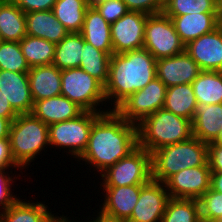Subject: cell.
Returning <instances> with one entry per match:
<instances>
[{"mask_svg": "<svg viewBox=\"0 0 222 222\" xmlns=\"http://www.w3.org/2000/svg\"><path fill=\"white\" fill-rule=\"evenodd\" d=\"M138 146L137 125L126 121L115 110L102 113L92 124L83 160L100 175Z\"/></svg>", "mask_w": 222, "mask_h": 222, "instance_id": "6da1fadb", "label": "cell"}, {"mask_svg": "<svg viewBox=\"0 0 222 222\" xmlns=\"http://www.w3.org/2000/svg\"><path fill=\"white\" fill-rule=\"evenodd\" d=\"M155 77L156 59L147 50L112 54L108 80L104 86L106 101L113 104L111 110H115L130 95L143 89Z\"/></svg>", "mask_w": 222, "mask_h": 222, "instance_id": "7a4b0ae2", "label": "cell"}, {"mask_svg": "<svg viewBox=\"0 0 222 222\" xmlns=\"http://www.w3.org/2000/svg\"><path fill=\"white\" fill-rule=\"evenodd\" d=\"M193 137L192 121L159 109L137 124L138 146L150 154Z\"/></svg>", "mask_w": 222, "mask_h": 222, "instance_id": "3957f363", "label": "cell"}, {"mask_svg": "<svg viewBox=\"0 0 222 222\" xmlns=\"http://www.w3.org/2000/svg\"><path fill=\"white\" fill-rule=\"evenodd\" d=\"M208 162V143L191 137L151 153L152 179L165 183L181 170L205 165Z\"/></svg>", "mask_w": 222, "mask_h": 222, "instance_id": "277c9868", "label": "cell"}, {"mask_svg": "<svg viewBox=\"0 0 222 222\" xmlns=\"http://www.w3.org/2000/svg\"><path fill=\"white\" fill-rule=\"evenodd\" d=\"M9 142L12 157L22 170L50 146L48 125L32 113L19 114L11 123Z\"/></svg>", "mask_w": 222, "mask_h": 222, "instance_id": "5b68a950", "label": "cell"}, {"mask_svg": "<svg viewBox=\"0 0 222 222\" xmlns=\"http://www.w3.org/2000/svg\"><path fill=\"white\" fill-rule=\"evenodd\" d=\"M61 95L76 103L84 111L96 113L111 111V108L103 110L101 107L107 104L104 85L80 67L61 70Z\"/></svg>", "mask_w": 222, "mask_h": 222, "instance_id": "8992f818", "label": "cell"}, {"mask_svg": "<svg viewBox=\"0 0 222 222\" xmlns=\"http://www.w3.org/2000/svg\"><path fill=\"white\" fill-rule=\"evenodd\" d=\"M102 113L84 111L78 117L48 126L49 145L65 148L77 160L87 148L91 126ZM61 147V148H60ZM68 148V149H67Z\"/></svg>", "mask_w": 222, "mask_h": 222, "instance_id": "52a82bcc", "label": "cell"}, {"mask_svg": "<svg viewBox=\"0 0 222 222\" xmlns=\"http://www.w3.org/2000/svg\"><path fill=\"white\" fill-rule=\"evenodd\" d=\"M100 186L144 185L152 179L151 154L137 146L101 174Z\"/></svg>", "mask_w": 222, "mask_h": 222, "instance_id": "ba28073f", "label": "cell"}, {"mask_svg": "<svg viewBox=\"0 0 222 222\" xmlns=\"http://www.w3.org/2000/svg\"><path fill=\"white\" fill-rule=\"evenodd\" d=\"M143 49L158 60L183 53L185 45L180 40L171 18L162 12L147 16Z\"/></svg>", "mask_w": 222, "mask_h": 222, "instance_id": "9c48e42d", "label": "cell"}, {"mask_svg": "<svg viewBox=\"0 0 222 222\" xmlns=\"http://www.w3.org/2000/svg\"><path fill=\"white\" fill-rule=\"evenodd\" d=\"M166 89V85L155 77L143 89L124 100L115 111L126 121L137 125L163 108Z\"/></svg>", "mask_w": 222, "mask_h": 222, "instance_id": "30bf717a", "label": "cell"}, {"mask_svg": "<svg viewBox=\"0 0 222 222\" xmlns=\"http://www.w3.org/2000/svg\"><path fill=\"white\" fill-rule=\"evenodd\" d=\"M147 16L142 12L128 11L111 24L113 54L143 49Z\"/></svg>", "mask_w": 222, "mask_h": 222, "instance_id": "8fae6325", "label": "cell"}, {"mask_svg": "<svg viewBox=\"0 0 222 222\" xmlns=\"http://www.w3.org/2000/svg\"><path fill=\"white\" fill-rule=\"evenodd\" d=\"M165 185L170 198L199 200L211 188L209 163L181 170L171 176Z\"/></svg>", "mask_w": 222, "mask_h": 222, "instance_id": "7c38bea8", "label": "cell"}, {"mask_svg": "<svg viewBox=\"0 0 222 222\" xmlns=\"http://www.w3.org/2000/svg\"><path fill=\"white\" fill-rule=\"evenodd\" d=\"M169 199L165 183L151 179L141 187L138 202L126 222H161Z\"/></svg>", "mask_w": 222, "mask_h": 222, "instance_id": "4fadbf2b", "label": "cell"}, {"mask_svg": "<svg viewBox=\"0 0 222 222\" xmlns=\"http://www.w3.org/2000/svg\"><path fill=\"white\" fill-rule=\"evenodd\" d=\"M185 51L201 71L222 72V25L189 42Z\"/></svg>", "mask_w": 222, "mask_h": 222, "instance_id": "5bb4252c", "label": "cell"}, {"mask_svg": "<svg viewBox=\"0 0 222 222\" xmlns=\"http://www.w3.org/2000/svg\"><path fill=\"white\" fill-rule=\"evenodd\" d=\"M200 72L198 64L186 51L156 60V77L167 88L174 85L191 84Z\"/></svg>", "mask_w": 222, "mask_h": 222, "instance_id": "9a60e30c", "label": "cell"}, {"mask_svg": "<svg viewBox=\"0 0 222 222\" xmlns=\"http://www.w3.org/2000/svg\"><path fill=\"white\" fill-rule=\"evenodd\" d=\"M0 90L18 114L32 112L34 101L29 87L28 73L0 69Z\"/></svg>", "mask_w": 222, "mask_h": 222, "instance_id": "2e32d148", "label": "cell"}, {"mask_svg": "<svg viewBox=\"0 0 222 222\" xmlns=\"http://www.w3.org/2000/svg\"><path fill=\"white\" fill-rule=\"evenodd\" d=\"M142 186H101L106 192L100 210L107 215L127 221L138 202Z\"/></svg>", "mask_w": 222, "mask_h": 222, "instance_id": "e0dca14e", "label": "cell"}, {"mask_svg": "<svg viewBox=\"0 0 222 222\" xmlns=\"http://www.w3.org/2000/svg\"><path fill=\"white\" fill-rule=\"evenodd\" d=\"M184 45L198 37L214 31L221 25L219 13H193L182 16H168Z\"/></svg>", "mask_w": 222, "mask_h": 222, "instance_id": "ac0fdd59", "label": "cell"}, {"mask_svg": "<svg viewBox=\"0 0 222 222\" xmlns=\"http://www.w3.org/2000/svg\"><path fill=\"white\" fill-rule=\"evenodd\" d=\"M84 110L67 97L59 95L35 101L32 114L43 123L49 125L71 120L81 115Z\"/></svg>", "mask_w": 222, "mask_h": 222, "instance_id": "d6986e66", "label": "cell"}, {"mask_svg": "<svg viewBox=\"0 0 222 222\" xmlns=\"http://www.w3.org/2000/svg\"><path fill=\"white\" fill-rule=\"evenodd\" d=\"M28 80L34 102L61 95V70L53 64L31 67Z\"/></svg>", "mask_w": 222, "mask_h": 222, "instance_id": "ffe728a7", "label": "cell"}, {"mask_svg": "<svg viewBox=\"0 0 222 222\" xmlns=\"http://www.w3.org/2000/svg\"><path fill=\"white\" fill-rule=\"evenodd\" d=\"M25 17L27 35L57 44L69 33L52 10L28 12Z\"/></svg>", "mask_w": 222, "mask_h": 222, "instance_id": "44dd1931", "label": "cell"}, {"mask_svg": "<svg viewBox=\"0 0 222 222\" xmlns=\"http://www.w3.org/2000/svg\"><path fill=\"white\" fill-rule=\"evenodd\" d=\"M222 130V103L198 104L192 120L193 136L202 142H213Z\"/></svg>", "mask_w": 222, "mask_h": 222, "instance_id": "7402d4cb", "label": "cell"}, {"mask_svg": "<svg viewBox=\"0 0 222 222\" xmlns=\"http://www.w3.org/2000/svg\"><path fill=\"white\" fill-rule=\"evenodd\" d=\"M111 24H109L95 7L89 6L86 10L84 23L80 34L84 41L90 43L96 49L113 54L111 41Z\"/></svg>", "mask_w": 222, "mask_h": 222, "instance_id": "603a6c76", "label": "cell"}, {"mask_svg": "<svg viewBox=\"0 0 222 222\" xmlns=\"http://www.w3.org/2000/svg\"><path fill=\"white\" fill-rule=\"evenodd\" d=\"M43 202H26L20 197L0 211V222H54L56 215Z\"/></svg>", "mask_w": 222, "mask_h": 222, "instance_id": "cb8c5ba5", "label": "cell"}, {"mask_svg": "<svg viewBox=\"0 0 222 222\" xmlns=\"http://www.w3.org/2000/svg\"><path fill=\"white\" fill-rule=\"evenodd\" d=\"M25 13L13 2H0L1 41L20 42L26 36Z\"/></svg>", "mask_w": 222, "mask_h": 222, "instance_id": "d4e9b609", "label": "cell"}, {"mask_svg": "<svg viewBox=\"0 0 222 222\" xmlns=\"http://www.w3.org/2000/svg\"><path fill=\"white\" fill-rule=\"evenodd\" d=\"M197 105L191 84L174 85L166 89L163 105L165 110L192 121Z\"/></svg>", "mask_w": 222, "mask_h": 222, "instance_id": "484cf974", "label": "cell"}, {"mask_svg": "<svg viewBox=\"0 0 222 222\" xmlns=\"http://www.w3.org/2000/svg\"><path fill=\"white\" fill-rule=\"evenodd\" d=\"M84 38L80 33H68L55 46L52 64L60 70L80 67Z\"/></svg>", "mask_w": 222, "mask_h": 222, "instance_id": "4316f807", "label": "cell"}, {"mask_svg": "<svg viewBox=\"0 0 222 222\" xmlns=\"http://www.w3.org/2000/svg\"><path fill=\"white\" fill-rule=\"evenodd\" d=\"M191 85L198 104L222 103V72L201 71Z\"/></svg>", "mask_w": 222, "mask_h": 222, "instance_id": "83f0119b", "label": "cell"}, {"mask_svg": "<svg viewBox=\"0 0 222 222\" xmlns=\"http://www.w3.org/2000/svg\"><path fill=\"white\" fill-rule=\"evenodd\" d=\"M88 7L86 0H57L52 11L69 33H80Z\"/></svg>", "mask_w": 222, "mask_h": 222, "instance_id": "f1b7e54d", "label": "cell"}, {"mask_svg": "<svg viewBox=\"0 0 222 222\" xmlns=\"http://www.w3.org/2000/svg\"><path fill=\"white\" fill-rule=\"evenodd\" d=\"M20 47L29 67L52 64L56 44L43 38L26 35Z\"/></svg>", "mask_w": 222, "mask_h": 222, "instance_id": "f546056e", "label": "cell"}, {"mask_svg": "<svg viewBox=\"0 0 222 222\" xmlns=\"http://www.w3.org/2000/svg\"><path fill=\"white\" fill-rule=\"evenodd\" d=\"M82 51L80 68L105 86L109 75L111 55L96 49L85 41Z\"/></svg>", "mask_w": 222, "mask_h": 222, "instance_id": "4dcf8cb0", "label": "cell"}, {"mask_svg": "<svg viewBox=\"0 0 222 222\" xmlns=\"http://www.w3.org/2000/svg\"><path fill=\"white\" fill-rule=\"evenodd\" d=\"M200 204L197 199L170 198L161 222H199Z\"/></svg>", "mask_w": 222, "mask_h": 222, "instance_id": "1f68e13d", "label": "cell"}, {"mask_svg": "<svg viewBox=\"0 0 222 222\" xmlns=\"http://www.w3.org/2000/svg\"><path fill=\"white\" fill-rule=\"evenodd\" d=\"M163 13L167 16L219 13V0H164Z\"/></svg>", "mask_w": 222, "mask_h": 222, "instance_id": "d6a6232c", "label": "cell"}, {"mask_svg": "<svg viewBox=\"0 0 222 222\" xmlns=\"http://www.w3.org/2000/svg\"><path fill=\"white\" fill-rule=\"evenodd\" d=\"M0 69L28 73L30 70L19 42L0 41Z\"/></svg>", "mask_w": 222, "mask_h": 222, "instance_id": "836d02e7", "label": "cell"}, {"mask_svg": "<svg viewBox=\"0 0 222 222\" xmlns=\"http://www.w3.org/2000/svg\"><path fill=\"white\" fill-rule=\"evenodd\" d=\"M198 201L202 220L218 222L222 218V193L210 188Z\"/></svg>", "mask_w": 222, "mask_h": 222, "instance_id": "e575fe53", "label": "cell"}, {"mask_svg": "<svg viewBox=\"0 0 222 222\" xmlns=\"http://www.w3.org/2000/svg\"><path fill=\"white\" fill-rule=\"evenodd\" d=\"M94 7L109 24L114 23L129 11L123 0H105Z\"/></svg>", "mask_w": 222, "mask_h": 222, "instance_id": "d590c367", "label": "cell"}, {"mask_svg": "<svg viewBox=\"0 0 222 222\" xmlns=\"http://www.w3.org/2000/svg\"><path fill=\"white\" fill-rule=\"evenodd\" d=\"M6 170H0V208L2 210L7 209L11 204H13L19 197H16L12 193V183L14 179L18 176L8 174ZM13 177V178H12ZM0 209V211H1Z\"/></svg>", "mask_w": 222, "mask_h": 222, "instance_id": "8d00e7d4", "label": "cell"}, {"mask_svg": "<svg viewBox=\"0 0 222 222\" xmlns=\"http://www.w3.org/2000/svg\"><path fill=\"white\" fill-rule=\"evenodd\" d=\"M129 11H138L147 15L163 12L164 0H123Z\"/></svg>", "mask_w": 222, "mask_h": 222, "instance_id": "74e56055", "label": "cell"}, {"mask_svg": "<svg viewBox=\"0 0 222 222\" xmlns=\"http://www.w3.org/2000/svg\"><path fill=\"white\" fill-rule=\"evenodd\" d=\"M25 14L52 10L57 0H12Z\"/></svg>", "mask_w": 222, "mask_h": 222, "instance_id": "f35d334b", "label": "cell"}, {"mask_svg": "<svg viewBox=\"0 0 222 222\" xmlns=\"http://www.w3.org/2000/svg\"><path fill=\"white\" fill-rule=\"evenodd\" d=\"M10 167L20 168L12 157L9 138H5L0 140V170H12Z\"/></svg>", "mask_w": 222, "mask_h": 222, "instance_id": "ab89813d", "label": "cell"}, {"mask_svg": "<svg viewBox=\"0 0 222 222\" xmlns=\"http://www.w3.org/2000/svg\"><path fill=\"white\" fill-rule=\"evenodd\" d=\"M208 163L211 172H222V145L208 143Z\"/></svg>", "mask_w": 222, "mask_h": 222, "instance_id": "60d3db41", "label": "cell"}, {"mask_svg": "<svg viewBox=\"0 0 222 222\" xmlns=\"http://www.w3.org/2000/svg\"><path fill=\"white\" fill-rule=\"evenodd\" d=\"M18 115L0 90V117L16 118Z\"/></svg>", "mask_w": 222, "mask_h": 222, "instance_id": "b9f144b4", "label": "cell"}, {"mask_svg": "<svg viewBox=\"0 0 222 222\" xmlns=\"http://www.w3.org/2000/svg\"><path fill=\"white\" fill-rule=\"evenodd\" d=\"M15 119L0 117V140L9 138L10 126Z\"/></svg>", "mask_w": 222, "mask_h": 222, "instance_id": "7bdbcfd3", "label": "cell"}, {"mask_svg": "<svg viewBox=\"0 0 222 222\" xmlns=\"http://www.w3.org/2000/svg\"><path fill=\"white\" fill-rule=\"evenodd\" d=\"M211 188L222 193V172H211Z\"/></svg>", "mask_w": 222, "mask_h": 222, "instance_id": "ee69618b", "label": "cell"}, {"mask_svg": "<svg viewBox=\"0 0 222 222\" xmlns=\"http://www.w3.org/2000/svg\"><path fill=\"white\" fill-rule=\"evenodd\" d=\"M97 214L98 215H95L97 217L95 218L93 217V221L91 219V221H88V222H126L125 220L118 219L117 217L107 215L101 210Z\"/></svg>", "mask_w": 222, "mask_h": 222, "instance_id": "f6af8a7d", "label": "cell"}, {"mask_svg": "<svg viewBox=\"0 0 222 222\" xmlns=\"http://www.w3.org/2000/svg\"><path fill=\"white\" fill-rule=\"evenodd\" d=\"M68 219H69V217H66L64 215H62L60 217L56 216L55 219H54V222H71V220L70 219L68 220ZM74 222H76V221H74Z\"/></svg>", "mask_w": 222, "mask_h": 222, "instance_id": "bcb514c9", "label": "cell"}, {"mask_svg": "<svg viewBox=\"0 0 222 222\" xmlns=\"http://www.w3.org/2000/svg\"><path fill=\"white\" fill-rule=\"evenodd\" d=\"M104 1L105 0H86L88 6H92V7Z\"/></svg>", "mask_w": 222, "mask_h": 222, "instance_id": "7dc6e473", "label": "cell"}, {"mask_svg": "<svg viewBox=\"0 0 222 222\" xmlns=\"http://www.w3.org/2000/svg\"><path fill=\"white\" fill-rule=\"evenodd\" d=\"M213 143H217L219 145H222V130L220 131V133L217 136V138L213 141Z\"/></svg>", "mask_w": 222, "mask_h": 222, "instance_id": "c3c4849f", "label": "cell"}, {"mask_svg": "<svg viewBox=\"0 0 222 222\" xmlns=\"http://www.w3.org/2000/svg\"><path fill=\"white\" fill-rule=\"evenodd\" d=\"M219 17L220 20L222 21V0H219Z\"/></svg>", "mask_w": 222, "mask_h": 222, "instance_id": "681fc988", "label": "cell"}, {"mask_svg": "<svg viewBox=\"0 0 222 222\" xmlns=\"http://www.w3.org/2000/svg\"><path fill=\"white\" fill-rule=\"evenodd\" d=\"M7 1H12V0H0V2H7Z\"/></svg>", "mask_w": 222, "mask_h": 222, "instance_id": "f907efd6", "label": "cell"}]
</instances>
